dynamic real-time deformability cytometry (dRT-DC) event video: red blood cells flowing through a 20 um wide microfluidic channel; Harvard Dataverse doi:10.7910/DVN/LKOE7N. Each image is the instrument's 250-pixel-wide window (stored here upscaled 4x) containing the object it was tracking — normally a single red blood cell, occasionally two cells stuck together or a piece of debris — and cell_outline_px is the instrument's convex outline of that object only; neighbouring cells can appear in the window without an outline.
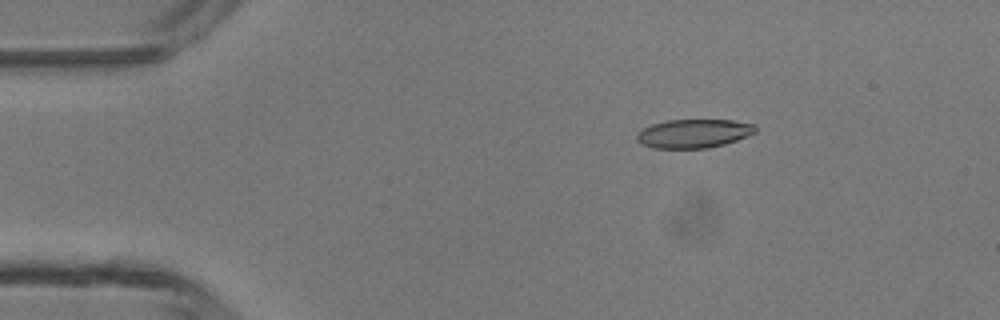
{"species": "common noctule bat (a hibernating species)", "species_latin": "Nyctalus noctula", "temperature_condition": "room temperature", "stored_images_in_passage": 47, "camera_frame_rate_fps": 3000, "um_per_image_px": 0.085, "animal": {"sex": "male", "body_mass_g": 13.3}, "frame": {"image": 1, "passage_image": 8, "time_ms": 2.333, "image_size_px": [1000, 320], "cell_outline_px": [[756, 132], [748, 136], [724, 144], [708, 148], [652, 148], [640, 144], [636, 140], [636, 132], [652, 124], [668, 120], [732, 120], [756, 124]], "centroid_in_image_um": [58.95, 11.35], "position_along_channel_um": 26.1, "area_um2": 20.0}}
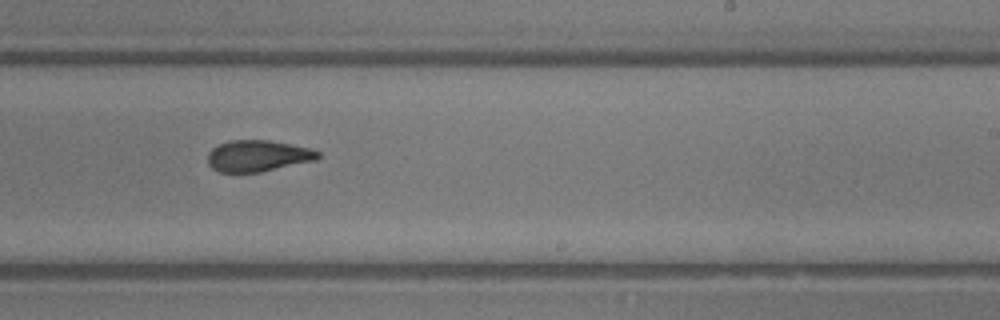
{"frame": {"image": 2, "passage_image": 29, "time_ms": 9.333, "image_size_px": [1000, 320], "cell_outline_px": [[320, 156], [316, 160], [260, 172], [220, 172], [212, 168], [208, 164], [208, 152], [212, 148], [228, 140], [268, 140], [312, 148], [320, 152]], "centroid_in_image_um": [21.92, 13.24], "position_along_channel_um": 267.1, "area_um2": 20.17}}
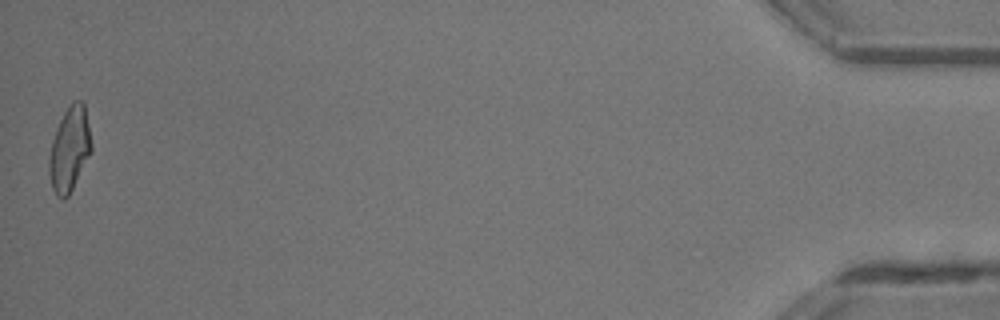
{"frame": {"image": 3, "passage_image": 47, "time_ms": 15.333, "image_size_px": [1000, 320], "cell_outline_px": [[92, 152], [68, 196], [64, 200], [56, 196], [52, 188], [48, 172], [48, 156], [52, 140], [56, 128], [64, 112], [72, 100], [80, 100], [84, 104], [92, 144]], "centroid_in_image_um": [5.9, 12.7], "position_along_channel_um": 429.3, "area_um2": 20.98}, "authors_computed_cell_mechanics": {"area_um2": 20.7502, "velocity_mm_per_s": 4.3768, "shape_relaxation_time_tau1_ms": 5.7421, "shape_relaxation_time_tau2_ms": 2.0204, "deformation_change_tau1": 0.1803, "deformation_change_tau2": 0.0942}}